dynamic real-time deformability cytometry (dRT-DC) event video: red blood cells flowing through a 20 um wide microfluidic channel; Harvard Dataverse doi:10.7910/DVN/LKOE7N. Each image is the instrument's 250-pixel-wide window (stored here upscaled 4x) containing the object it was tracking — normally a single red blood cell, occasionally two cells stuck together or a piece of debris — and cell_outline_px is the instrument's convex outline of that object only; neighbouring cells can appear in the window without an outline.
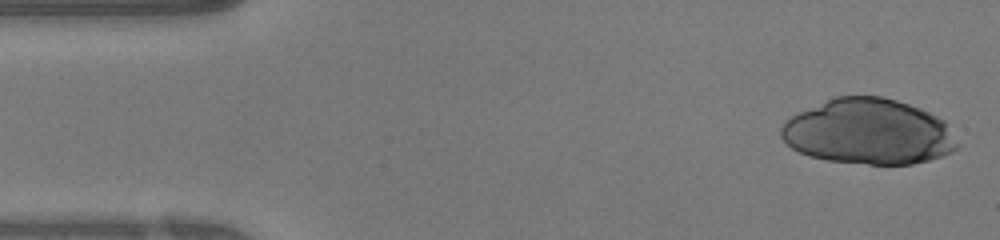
{"species": "human", "species_latin": "Homo sapiens", "temperature_condition": "warm", "stored_images_in_passage": 47, "camera_frame_rate_fps": 3000, "um_per_image_px": 0.085, "donor": {"sex": "female"}, "frame": {"image": 1, "passage_image": 1, "time_ms": 0.0, "image_size_px": [1000, 240], "cell_outline_px": [[960, 144], [952, 152], [928, 160], [912, 164], [868, 164], [824, 160], [800, 152], [792, 148], [780, 136], [780, 128], [792, 116], [800, 112], [836, 96], [880, 96], [896, 100], [920, 108], [944, 120]], "centroid_in_image_um": [73.85, 11.21], "position_along_channel_um": 11.2, "area_um2": 66.87}}